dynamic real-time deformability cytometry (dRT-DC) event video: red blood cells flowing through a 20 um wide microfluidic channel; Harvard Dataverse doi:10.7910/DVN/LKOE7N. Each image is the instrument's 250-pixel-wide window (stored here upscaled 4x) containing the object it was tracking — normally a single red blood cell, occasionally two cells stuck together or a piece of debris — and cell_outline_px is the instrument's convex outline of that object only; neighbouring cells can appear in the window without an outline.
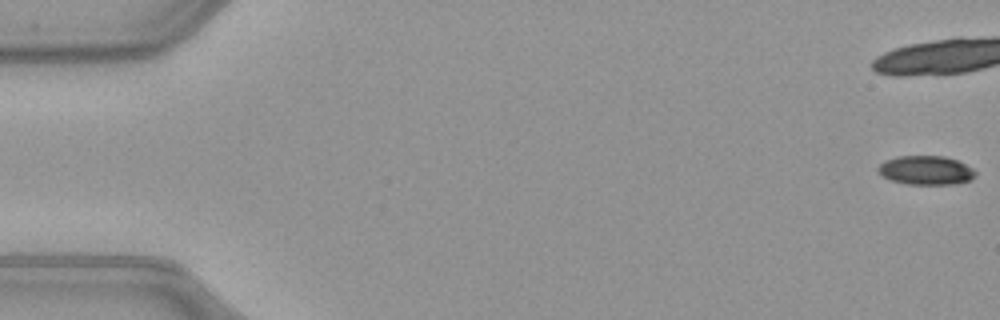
{"species": "common noctule bat (a hibernating species)", "species_latin": "Nyctalus noctula", "temperature_condition": "warm", "stored_images_in_passage": 20, "camera_frame_rate_fps": 3000, "um_per_image_px": 0.085, "animal": {"sex": "female", "body_mass_g": 21.9}, "frame": {"image": 1, "passage_image": 1, "time_ms": 0.0, "image_size_px": [1000, 320], "cell_outline_px": [[976, 176], [968, 180], [952, 184], [908, 184], [892, 180], [884, 176], [876, 168], [884, 160], [896, 156], [944, 156], [956, 160], [972, 168], [976, 172]], "centroid_in_image_um": [78.69, 14.46], "position_along_channel_um": 6.3, "area_um2": 16.24}}